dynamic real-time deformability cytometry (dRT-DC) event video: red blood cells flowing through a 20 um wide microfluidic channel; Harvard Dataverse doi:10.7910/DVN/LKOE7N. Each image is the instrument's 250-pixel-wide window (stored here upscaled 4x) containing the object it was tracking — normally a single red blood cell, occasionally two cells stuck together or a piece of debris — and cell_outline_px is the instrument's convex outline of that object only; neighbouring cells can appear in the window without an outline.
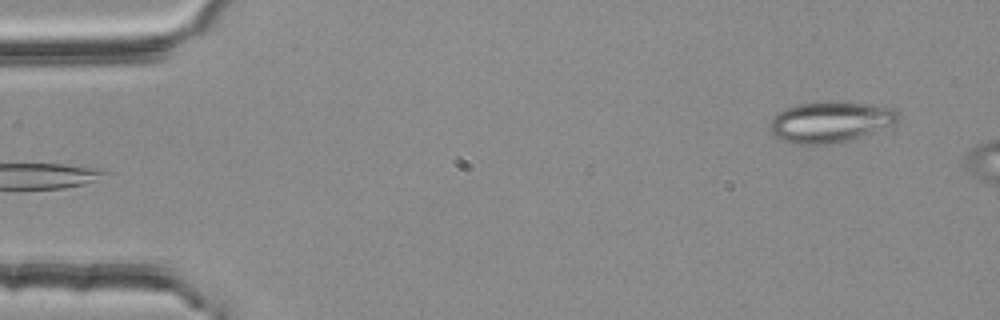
{"species": "common noctule bat (a hibernating species)", "species_latin": "Nyctalus noctula", "temperature_condition": "room temperature", "stored_images_in_passage": 5, "camera_frame_rate_fps": 3000, "um_per_image_px": 0.085, "animal": {"sex": "female", "body_mass_g": 25.1}, "frame": {"image": 1, "passage_image": 5, "time_ms": 1.333, "image_size_px": [1000, 320], "cell_outline_px": [[900, 120], [896, 124], [848, 140], [832, 144], [796, 144], [780, 140], [772, 136], [768, 128], [768, 124], [776, 112], [784, 108], [796, 104], [824, 100], [828, 100], [868, 104], [892, 108], [900, 112]], "centroid_in_image_um": [70.52, 10.35], "position_along_channel_um": 14.5, "area_um2": 31.27}}